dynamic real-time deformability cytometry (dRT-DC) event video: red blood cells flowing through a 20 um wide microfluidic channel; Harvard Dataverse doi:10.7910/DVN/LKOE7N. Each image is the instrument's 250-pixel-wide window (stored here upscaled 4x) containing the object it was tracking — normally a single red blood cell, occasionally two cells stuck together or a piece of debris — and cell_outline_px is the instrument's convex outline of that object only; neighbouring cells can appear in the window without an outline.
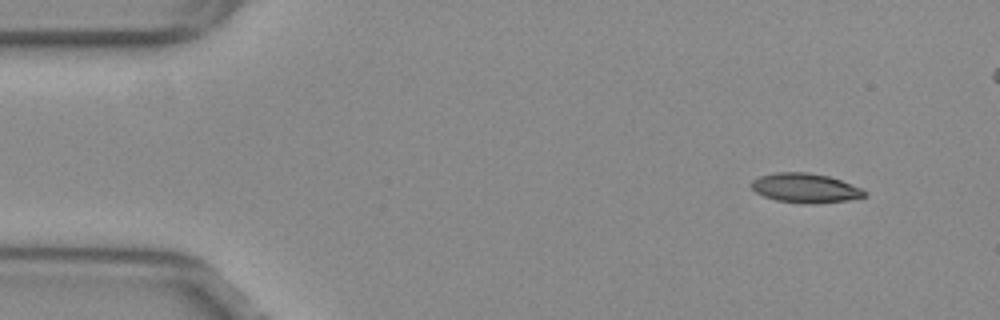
{"species": "common noctule bat (a hibernating species)", "species_latin": "Nyctalus noctula", "temperature_condition": "warm", "stored_images_in_passage": 20, "camera_frame_rate_fps": 3000, "um_per_image_px": 0.085, "animal": {"sex": "female", "body_mass_g": 29.2, "forearm_length_mm": 56.3}, "frame": {"image": 1, "passage_image": 1, "time_ms": 0.0, "image_size_px": [1000, 320], "cell_outline_px": [[868, 196], [848, 200], [812, 204], [776, 200], [764, 196], [756, 192], [752, 188], [752, 180], [760, 176], [776, 172], [808, 172], [828, 176], [840, 180], [860, 188], [868, 192]], "centroid_in_image_um": [68.47, 15.98], "position_along_channel_um": 16.5, "area_um2": 19.25}}
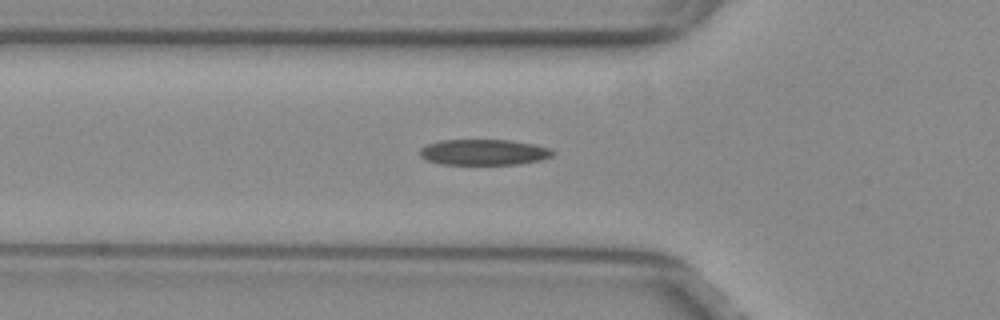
{"frame": {"image": 2, "passage_image": 14, "time_ms": 4.333, "image_size_px": [1000, 320], "cell_outline_px": [[556, 152], [552, 156], [540, 160], [520, 164], [440, 164], [428, 160], [420, 156], [420, 148], [428, 144], [440, 140], [508, 140], [536, 144], [552, 148]], "centroid_in_image_um": [41.17, 12.93], "position_along_channel_um": 84.6, "area_um2": 20.06}}
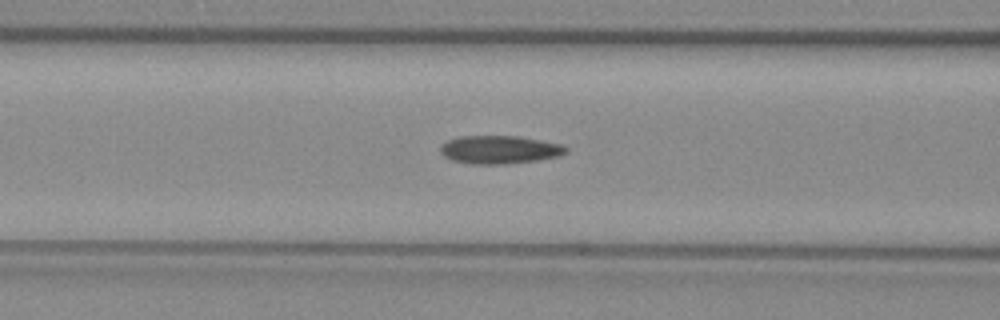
{"frame": {"image": 3, "passage_image": 17, "time_ms": 5.333, "image_size_px": [1000, 320], "cell_outline_px": [[568, 152], [560, 156], [536, 160], [504, 164], [468, 164], [452, 160], [444, 156], [440, 152], [440, 144], [448, 140], [460, 136], [516, 136], [564, 144], [568, 148]], "centroid_in_image_um": [42.46, 12.72], "position_along_channel_um": 124.1, "area_um2": 20.75}}